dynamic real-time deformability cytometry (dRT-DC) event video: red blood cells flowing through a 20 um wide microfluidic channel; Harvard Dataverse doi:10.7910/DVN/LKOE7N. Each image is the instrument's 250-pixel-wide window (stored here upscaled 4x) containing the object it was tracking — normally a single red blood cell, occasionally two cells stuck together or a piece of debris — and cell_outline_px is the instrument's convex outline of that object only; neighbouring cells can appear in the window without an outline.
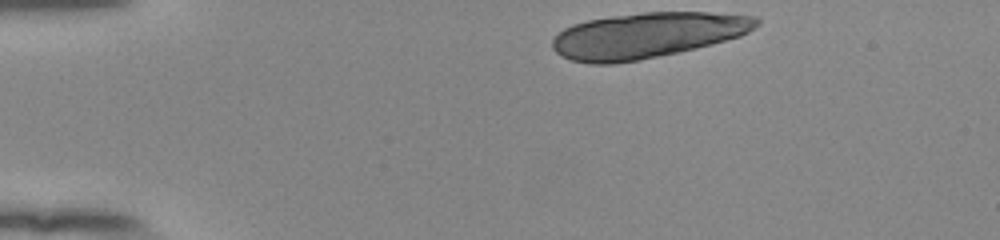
{"species": "human", "species_latin": "Homo sapiens", "temperature_condition": "room temperature", "stored_images_in_passage": 11, "camera_frame_rate_fps": 3000, "um_per_image_px": 0.085, "donor": {"sex": "female"}, "frame": {"image": 1, "passage_image": 1, "time_ms": 0.0, "image_size_px": [1000, 240], "cell_outline_px": [[760, 24], [748, 32], [740, 36], [696, 48], [636, 60], [612, 64], [588, 64], [572, 60], [560, 56], [552, 48], [552, 40], [564, 28], [572, 24], [588, 20], [612, 16], [644, 12], [708, 12], [756, 16], [760, 20]], "centroid_in_image_um": [55.0, 2.99], "position_along_channel_um": 30.0, "area_um2": 53.93}}